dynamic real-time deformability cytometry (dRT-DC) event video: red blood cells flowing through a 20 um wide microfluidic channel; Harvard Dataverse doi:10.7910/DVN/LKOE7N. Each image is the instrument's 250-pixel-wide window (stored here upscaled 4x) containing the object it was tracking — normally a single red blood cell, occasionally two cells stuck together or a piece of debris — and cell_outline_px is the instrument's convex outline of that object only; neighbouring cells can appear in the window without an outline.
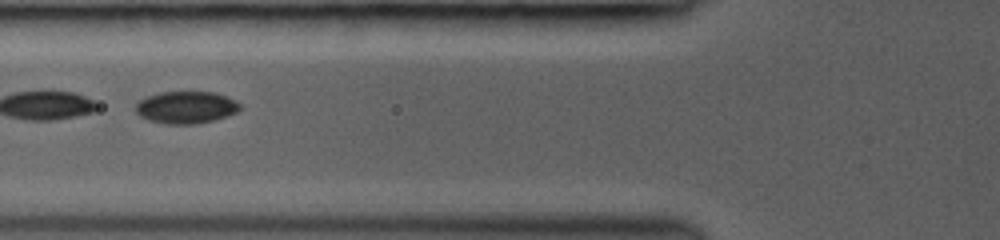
{"species": "common noctule bat (a hibernating species)", "species_latin": "Nyctalus noctula", "temperature_condition": "room temperature", "stored_images_in_passage": 9, "camera_frame_rate_fps": 3000, "um_per_image_px": 0.085, "animal": {"sex": "female", "body_mass_g": 19.0, "forearm_length_mm": 53.3}, "frame": {"image": 1, "passage_image": 7, "time_ms": 5.333, "image_size_px": [1000, 240], "cell_outline_px": [[240, 108], [236, 112], [228, 116], [216, 120], [196, 124], [164, 124], [148, 120], [140, 116], [136, 112], [136, 104], [140, 100], [148, 96], [160, 92], [216, 92], [236, 100], [240, 104]], "centroid_in_image_um": [15.83, 9.13], "position_along_channel_um": 110.0, "area_um2": 19.71}}
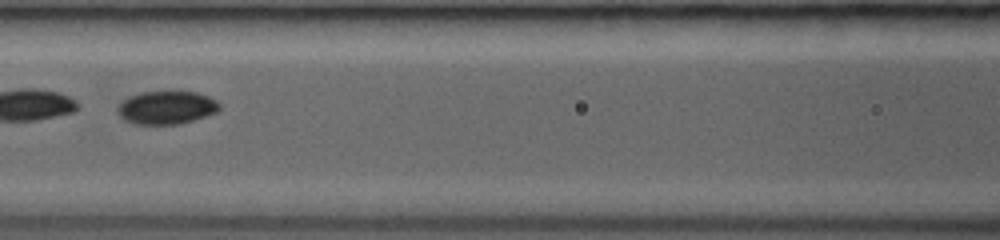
{"frame": {"image": 2, "passage_image": 8, "time_ms": 6.333, "image_size_px": [1000, 240], "cell_outline_px": [[220, 108], [216, 112], [180, 124], [136, 124], [124, 120], [116, 112], [116, 108], [120, 100], [128, 96], [140, 92], [196, 92], [208, 96], [216, 100], [220, 104]], "centroid_in_image_um": [14.09, 9.14], "position_along_channel_um": 152.5, "area_um2": 19.77}}